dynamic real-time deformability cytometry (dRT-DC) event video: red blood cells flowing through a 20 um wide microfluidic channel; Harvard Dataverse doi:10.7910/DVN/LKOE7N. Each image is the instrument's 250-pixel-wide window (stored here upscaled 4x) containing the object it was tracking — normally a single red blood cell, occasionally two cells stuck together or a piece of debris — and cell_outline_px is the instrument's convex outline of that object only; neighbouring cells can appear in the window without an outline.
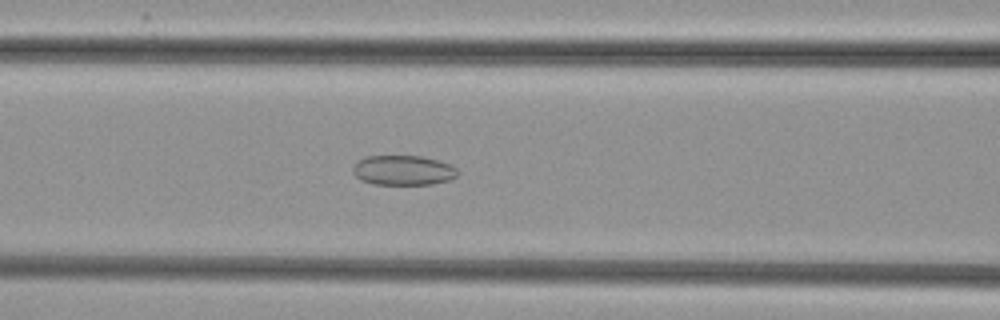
{"species": "common noctule bat (a hibernating species)", "species_latin": "Nyctalus noctula", "temperature_condition": "cold", "stored_images_in_passage": 52, "camera_frame_rate_fps": 3000, "um_per_image_px": 0.085, "animal": {"sex": "female", "body_mass_g": 29.2, "forearm_length_mm": 56.3}, "frame": {"image": 1, "passage_image": 22, "time_ms": 7.0, "image_size_px": [1000, 320], "cell_outline_px": [[460, 172], [452, 180], [432, 184], [372, 184], [360, 180], [352, 172], [352, 168], [356, 160], [368, 156], [420, 156], [440, 160], [456, 168]], "centroid_in_image_um": [34.27, 14.47], "position_along_channel_um": 132.3, "area_um2": 18.44}}
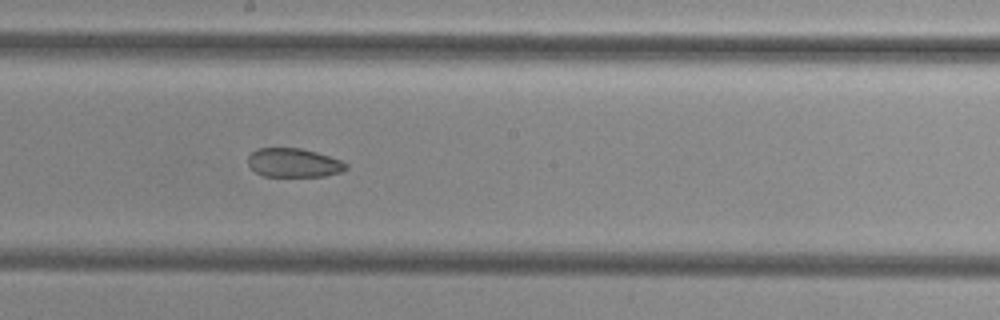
{"frame": {"image": 2, "passage_image": 29, "time_ms": 9.333, "image_size_px": [1000, 320], "cell_outline_px": [[348, 168], [340, 172], [324, 176], [264, 176], [256, 172], [248, 164], [248, 156], [256, 148], [300, 148], [316, 152], [340, 160], [348, 164]], "centroid_in_image_um": [24.96, 13.83], "position_along_channel_um": 223.2, "area_um2": 16.42}}
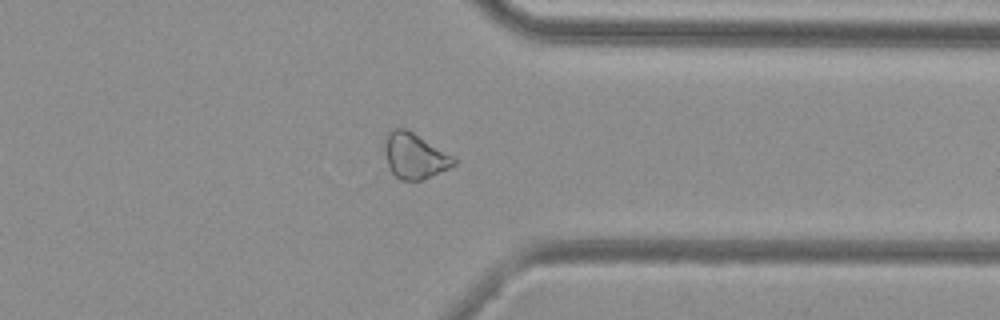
{"frame": {"image": 3, "passage_image": 41, "time_ms": 13.333, "image_size_px": [1000, 320], "cell_outline_px": [[456, 164], [448, 168], [420, 180], [400, 180], [388, 168], [384, 152], [384, 140], [388, 128], [404, 128], [412, 132], [452, 156], [456, 160]], "centroid_in_image_um": [35.16, 13.23], "position_along_channel_um": 376.2, "area_um2": 18.15}}